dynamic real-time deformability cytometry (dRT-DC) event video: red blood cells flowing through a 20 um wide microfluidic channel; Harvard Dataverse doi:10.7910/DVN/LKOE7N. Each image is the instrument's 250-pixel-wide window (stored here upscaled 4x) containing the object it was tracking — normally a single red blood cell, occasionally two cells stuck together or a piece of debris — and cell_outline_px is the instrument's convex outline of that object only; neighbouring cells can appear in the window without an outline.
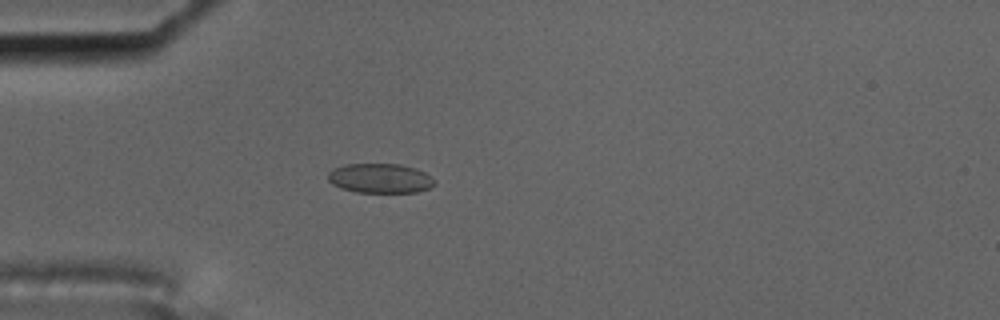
{"species": "common noctule bat (a hibernating species)", "species_latin": "Nyctalus noctula", "temperature_condition": "cold", "stored_images_in_passage": 1, "camera_frame_rate_fps": 3000, "um_per_image_px": 0.085, "animal": {"sex": "male", "body_mass_g": 17.5, "forearm_length_mm": 52.3}, "frame": {"image": 1, "passage_image": 1, "time_ms": 0.0, "image_size_px": [1000, 320], "cell_outline_px": [[436, 184], [428, 188], [416, 192], [356, 192], [340, 188], [332, 184], [328, 180], [328, 172], [332, 168], [344, 164], [400, 164], [424, 172], [432, 176], [436, 180]], "centroid_in_image_um": [32.29, 15.15], "position_along_channel_um": 52.7, "area_um2": 18.44}}